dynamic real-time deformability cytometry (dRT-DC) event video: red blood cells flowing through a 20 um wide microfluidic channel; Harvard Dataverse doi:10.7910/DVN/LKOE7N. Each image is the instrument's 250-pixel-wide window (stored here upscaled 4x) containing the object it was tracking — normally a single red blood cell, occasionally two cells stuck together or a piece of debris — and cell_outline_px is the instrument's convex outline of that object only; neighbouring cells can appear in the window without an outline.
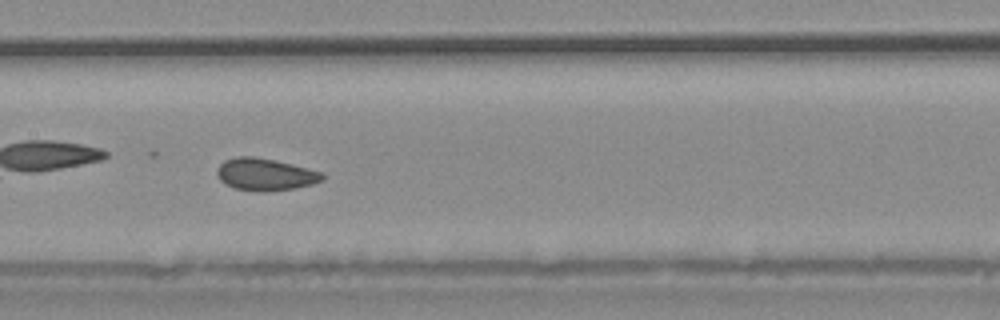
{"species": "common noctule bat (a hibernating species)", "species_latin": "Nyctalus noctula", "temperature_condition": "warm", "stored_images_in_passage": 30, "camera_frame_rate_fps": 3000, "um_per_image_px": 0.085, "animal": {"sex": "male", "body_mass_g": 20.4}, "frame": {"image": 1, "passage_image": 13, "time_ms": 4.0, "image_size_px": [1000, 320], "cell_outline_px": [[324, 180], [312, 184], [296, 188], [236, 188], [220, 180], [216, 172], [216, 168], [224, 160], [236, 156], [256, 156], [292, 164], [324, 172]], "centroid_in_image_um": [22.57, 14.75], "position_along_channel_um": 184.8, "area_um2": 18.96}}